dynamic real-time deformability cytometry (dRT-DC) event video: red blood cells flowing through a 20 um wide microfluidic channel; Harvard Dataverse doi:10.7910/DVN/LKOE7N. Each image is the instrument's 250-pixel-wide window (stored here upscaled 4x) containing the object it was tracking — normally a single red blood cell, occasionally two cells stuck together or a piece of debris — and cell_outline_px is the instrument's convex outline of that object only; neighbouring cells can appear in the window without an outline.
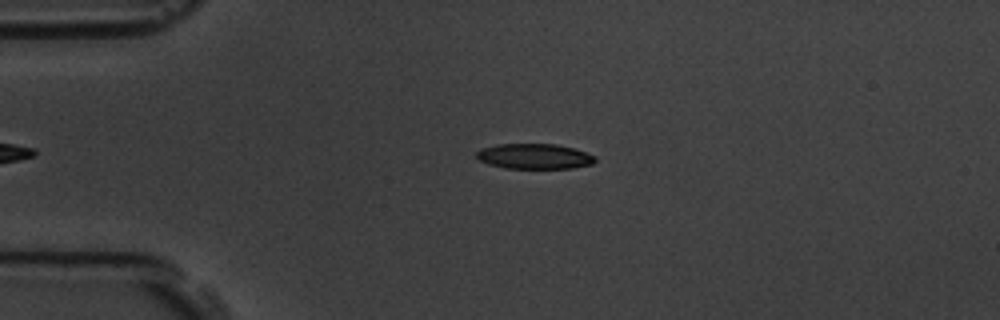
{"species": "common noctule bat (a hibernating species)", "species_latin": "Nyctalus noctula", "temperature_condition": "room temperature", "stored_images_in_passage": 42, "camera_frame_rate_fps": 3000, "um_per_image_px": 0.085, "animal": {"sex": "male", "body_mass_g": 19.5, "forearm_length_mm": 54.6}, "frame": {"image": 1, "passage_image": 4, "time_ms": 1.0, "image_size_px": [1000, 320], "cell_outline_px": [[596, 160], [592, 164], [572, 168], [504, 168], [488, 164], [480, 160], [476, 156], [476, 152], [484, 148], [496, 144], [556, 144], [576, 148], [596, 156]], "centroid_in_image_um": [45.46, 13.28], "position_along_channel_um": 39.5, "area_um2": 17.51}}
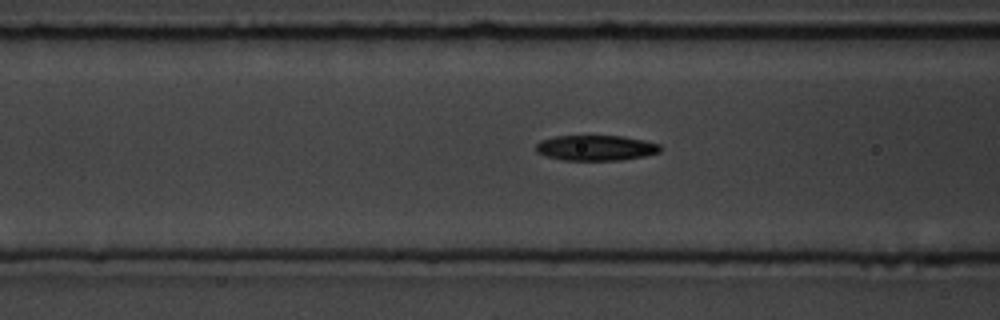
{"frame": {"image": 2, "passage_image": 13, "time_ms": 4.0, "image_size_px": [1000, 320], "cell_outline_px": [[660, 152], [644, 156], [620, 160], [564, 160], [544, 156], [536, 152], [536, 144], [540, 140], [556, 136], [624, 136], [644, 140], [660, 144]], "centroid_in_image_um": [50.63, 12.57], "position_along_channel_um": 116.0, "area_um2": 18.44}}
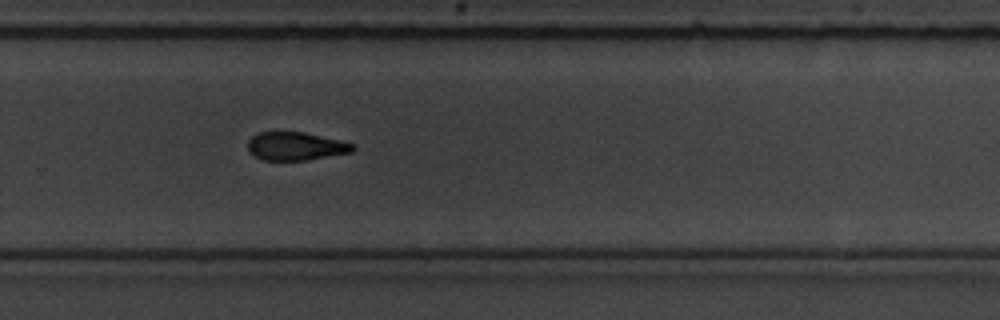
{"frame": {"image": 3, "passage_image": 29, "time_ms": 9.333, "image_size_px": [1000, 320], "cell_outline_px": [[356, 148], [352, 152], [308, 160], [264, 160], [256, 156], [248, 148], [248, 140], [256, 132], [304, 132], [340, 140], [356, 144]], "centroid_in_image_um": [25.18, 12.42], "position_along_channel_um": 304.6, "area_um2": 17.28}, "authors_computed_cell_mechanics": {"area_um2": 18.4671, "velocity_mm_per_s": 3.5425, "shape_relaxation_time_tau1_ms": 3.308, "shape_relaxation_time_tau2_ms": 5.0177, "deformation_change_tau1": 0.1163, "deformation_change_tau2": 0.1307}}